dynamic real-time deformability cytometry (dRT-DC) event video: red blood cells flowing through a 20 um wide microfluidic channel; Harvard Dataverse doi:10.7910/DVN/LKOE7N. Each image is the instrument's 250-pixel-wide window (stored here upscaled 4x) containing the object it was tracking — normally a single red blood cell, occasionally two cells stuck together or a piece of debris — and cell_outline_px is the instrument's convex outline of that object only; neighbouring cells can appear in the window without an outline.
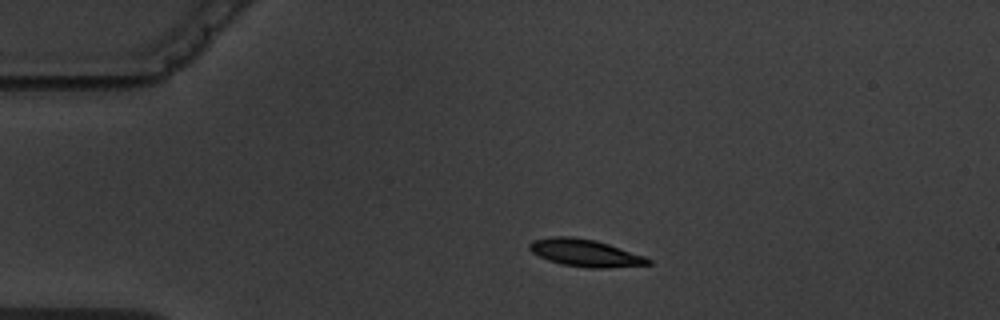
{"species": "common noctule bat (a hibernating species)", "species_latin": "Nyctalus noctula", "temperature_condition": "warm", "stored_images_in_passage": 7, "camera_frame_rate_fps": 3000, "um_per_image_px": 0.085, "animal": {"sex": "male", "body_mass_g": 19.5, "forearm_length_mm": 54.6}, "frame": {"image": 1, "passage_image": 2, "time_ms": 1.333, "image_size_px": [1000, 320], "cell_outline_px": [[652, 264], [608, 268], [588, 268], [560, 264], [548, 260], [532, 252], [528, 248], [528, 244], [532, 240], [552, 236], [572, 236], [596, 240], [644, 256], [652, 260]], "centroid_in_image_um": [49.72, 21.49], "position_along_channel_um": 35.3, "area_um2": 18.96}}
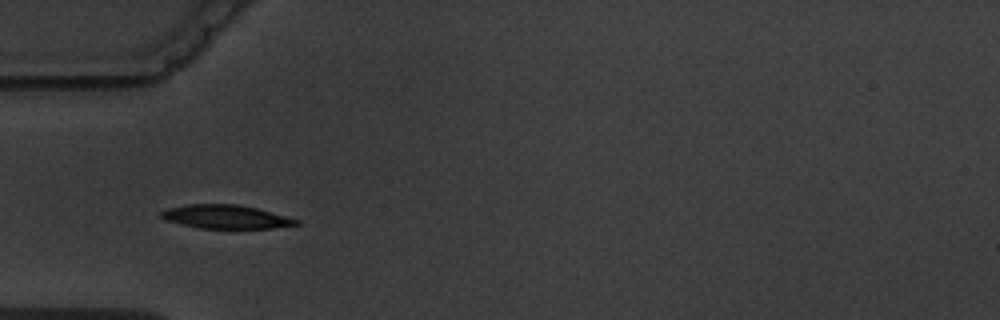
{"frame": {"image": 2, "passage_image": 4, "time_ms": 3.333, "image_size_px": [1000, 320], "cell_outline_px": [[300, 224], [272, 228], [200, 228], [168, 220], [160, 216], [160, 212], [168, 208], [188, 204], [236, 204], [256, 208], [300, 220]], "centroid_in_image_um": [19.22, 18.42], "position_along_channel_um": 65.8, "area_um2": 18.26}}
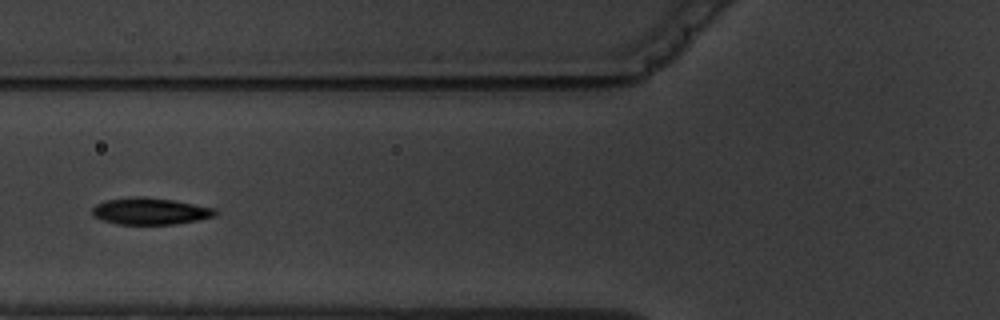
{"frame": {"image": 3, "passage_image": 5, "time_ms": 4.667, "image_size_px": [1000, 320], "cell_outline_px": [[220, 212], [216, 216], [176, 224], [116, 224], [100, 220], [92, 216], [92, 208], [96, 204], [104, 200], [132, 196], [144, 196], [172, 200], [216, 208]], "centroid_in_image_um": [12.74, 17.94], "position_along_channel_um": 113.1, "area_um2": 19.48}}